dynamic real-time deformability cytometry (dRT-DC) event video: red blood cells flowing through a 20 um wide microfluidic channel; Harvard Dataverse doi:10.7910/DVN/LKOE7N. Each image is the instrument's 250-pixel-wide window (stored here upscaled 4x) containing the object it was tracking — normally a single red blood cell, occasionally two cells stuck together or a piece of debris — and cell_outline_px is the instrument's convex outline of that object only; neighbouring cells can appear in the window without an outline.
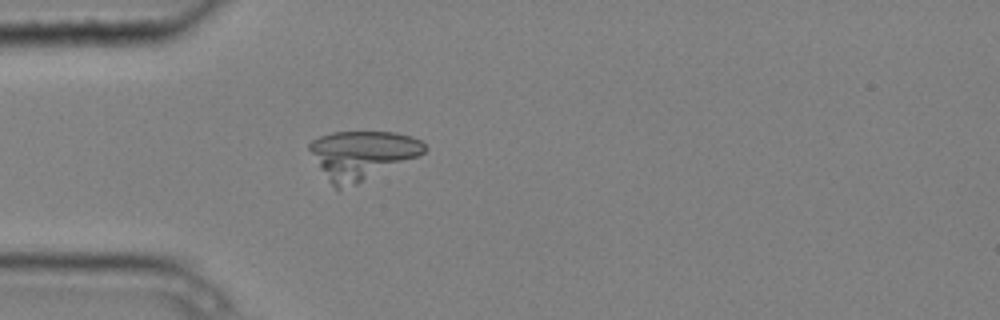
{"species": "common noctule bat (a hibernating species)", "species_latin": "Nyctalus noctula", "temperature_condition": "cold", "stored_images_in_passage": 5, "camera_frame_rate_fps": 3000, "um_per_image_px": 0.085, "animal": {"sex": "male", "body_mass_g": 20.4}, "frame": {"image": 1, "passage_image": 5, "time_ms": 1.333, "image_size_px": [1000, 320], "cell_outline_px": [[428, 148], [424, 152], [416, 156], [356, 184], [340, 188], [336, 188], [332, 184], [320, 168], [308, 148], [308, 144], [312, 140], [320, 136], [332, 132], [396, 132], [412, 136], [420, 140]], "centroid_in_image_um": [30.75, 13.12], "position_along_channel_um": 54.2, "area_um2": 31.67}}